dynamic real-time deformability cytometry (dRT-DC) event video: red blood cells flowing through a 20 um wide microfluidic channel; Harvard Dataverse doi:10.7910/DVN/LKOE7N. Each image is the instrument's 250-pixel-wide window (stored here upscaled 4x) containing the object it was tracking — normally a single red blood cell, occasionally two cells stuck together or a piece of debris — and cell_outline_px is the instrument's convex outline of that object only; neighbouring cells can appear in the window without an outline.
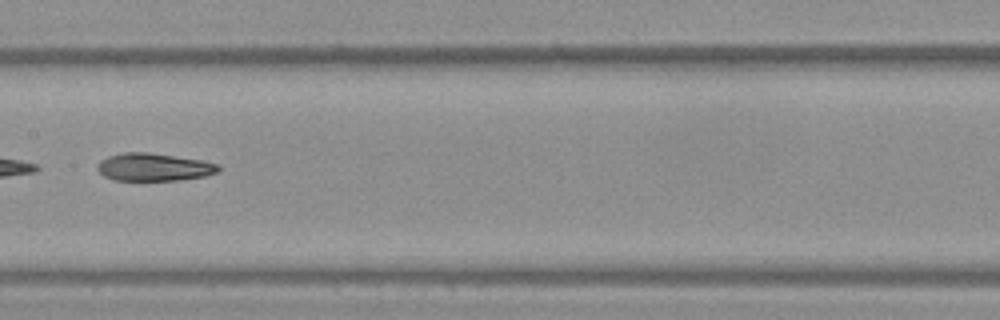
{"species": "Egyptian fruit bat (a non-hibernating species)", "species_latin": "Rousettus aegyptiacus", "temperature_condition": "warm", "stored_images_in_passage": 51, "camera_frame_rate_fps": 3000, "um_per_image_px": 0.085, "frame": {"image": 1, "passage_image": 26, "time_ms": 8.333, "image_size_px": [1000, 320], "cell_outline_px": [[220, 172], [204, 176], [180, 180], [112, 180], [104, 176], [96, 168], [100, 160], [108, 156], [124, 152], [148, 152], [204, 160], [220, 164]], "centroid_in_image_um": [13.11, 14.2], "position_along_channel_um": 194.3, "area_um2": 19.77}}
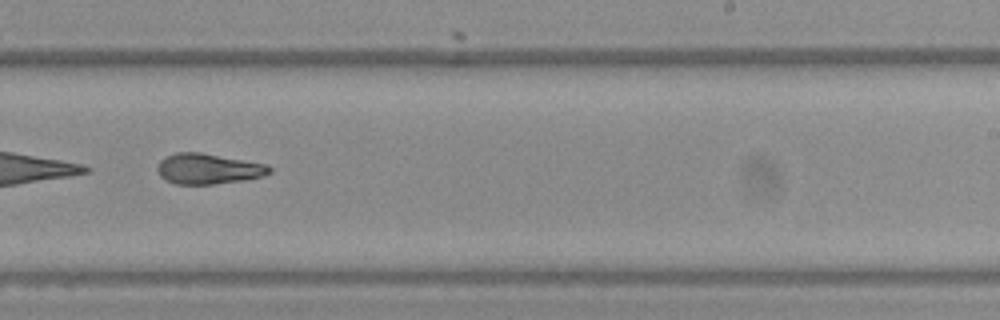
{"frame": {"image": 2, "passage_image": 32, "time_ms": 10.333, "image_size_px": [1000, 320], "cell_outline_px": [[272, 172], [264, 176], [244, 180], [212, 184], [176, 184], [160, 176], [156, 168], [160, 160], [176, 152], [200, 152], [268, 164], [272, 168]], "centroid_in_image_um": [17.73, 14.34], "position_along_channel_um": 271.3, "area_um2": 19.94}}
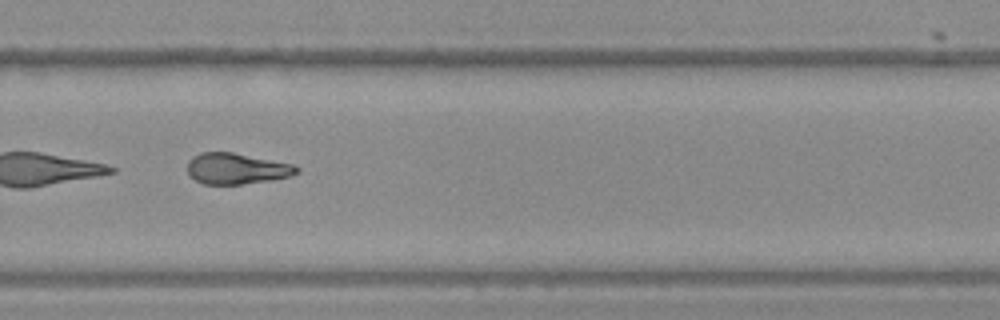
{"frame": {"image": 3, "passage_image": 35, "time_ms": 11.333, "image_size_px": [1000, 320], "cell_outline_px": [[300, 172], [292, 176], [268, 180], [240, 184], [204, 184], [188, 176], [188, 160], [192, 156], [204, 152], [232, 152], [292, 164], [300, 168]], "centroid_in_image_um": [20.1, 14.33], "position_along_channel_um": 309.7, "area_um2": 19.65}, "authors_computed_cell_mechanics": {"area_um2": 20.5768, "velocity_mm_per_s": 3.855, "shape_relaxation_time_tau1_ms": 7.5805, "shape_relaxation_time_tau2_ms": 2.8141, "deformation_change_tau1": 0.2505, "deformation_change_tau2": 0.1036}}